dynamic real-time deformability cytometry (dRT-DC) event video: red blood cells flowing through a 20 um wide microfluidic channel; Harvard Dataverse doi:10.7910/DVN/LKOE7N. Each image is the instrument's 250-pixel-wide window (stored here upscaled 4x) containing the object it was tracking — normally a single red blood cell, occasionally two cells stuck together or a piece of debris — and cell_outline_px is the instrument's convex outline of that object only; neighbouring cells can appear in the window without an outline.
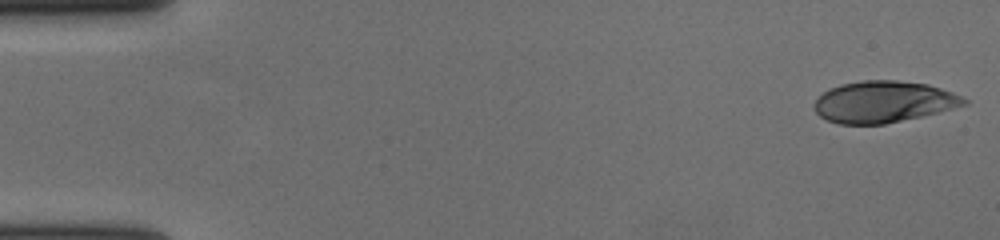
{"species": "human", "species_latin": "Homo sapiens", "temperature_condition": "cold", "stored_images_in_passage": 56, "camera_frame_rate_fps": 3000, "um_per_image_px": 0.085, "donor": {"sex": "female"}, "frame": {"image": 1, "passage_image": 1, "time_ms": 0.0, "image_size_px": [1000, 240], "cell_outline_px": [[968, 104], [920, 116], [884, 124], [840, 124], [828, 120], [820, 116], [816, 112], [816, 100], [824, 92], [840, 84], [864, 80], [896, 80], [928, 84], [952, 92], [968, 100]], "centroid_in_image_um": [75.11, 8.65], "position_along_channel_um": 9.9, "area_um2": 35.72}}
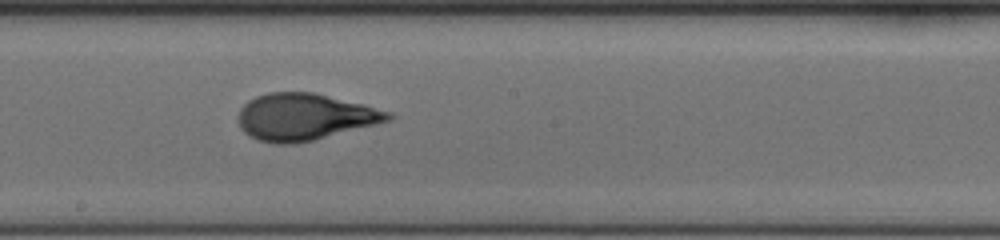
{"frame": {"image": 2, "passage_image": 31, "time_ms": 10.0, "image_size_px": [1000, 240], "cell_outline_px": [[396, 116], [392, 120], [296, 144], [272, 144], [256, 140], [248, 136], [240, 128], [240, 108], [248, 100], [256, 96], [268, 92], [312, 92], [364, 104], [392, 112]], "centroid_in_image_um": [25.9, 9.94], "position_along_channel_um": 222.3, "area_um2": 40.92}}
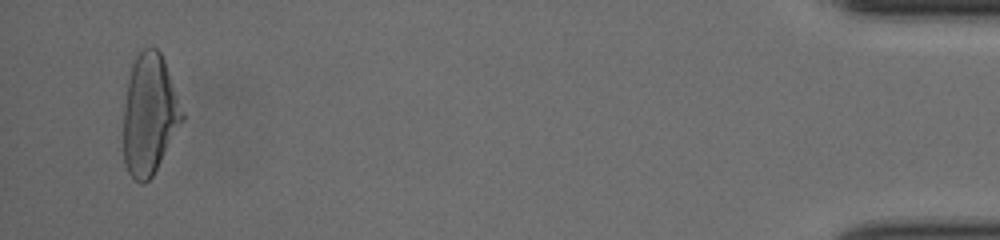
{"frame": {"image": 3, "passage_image": 54, "time_ms": 17.667, "image_size_px": [1000, 240], "cell_outline_px": [[184, 120], [152, 176], [144, 184], [140, 184], [128, 172], [124, 164], [124, 108], [128, 76], [132, 64], [136, 56], [144, 48], [156, 48], [160, 52], [164, 60], [184, 112]], "centroid_in_image_um": [12.7, 9.73], "position_along_channel_um": 422.5, "area_um2": 41.15}, "authors_computed_cell_mechanics": {"area_um2": 39.7664, "velocity_mm_per_s": 3.6928, "shape_relaxation_time_tau1_ms": 5.0972, "shape_relaxation_time_tau2_ms": 0.7066, "deformation_change_tau1": 0.2226, "deformation_change_tau2": 0.0766}}